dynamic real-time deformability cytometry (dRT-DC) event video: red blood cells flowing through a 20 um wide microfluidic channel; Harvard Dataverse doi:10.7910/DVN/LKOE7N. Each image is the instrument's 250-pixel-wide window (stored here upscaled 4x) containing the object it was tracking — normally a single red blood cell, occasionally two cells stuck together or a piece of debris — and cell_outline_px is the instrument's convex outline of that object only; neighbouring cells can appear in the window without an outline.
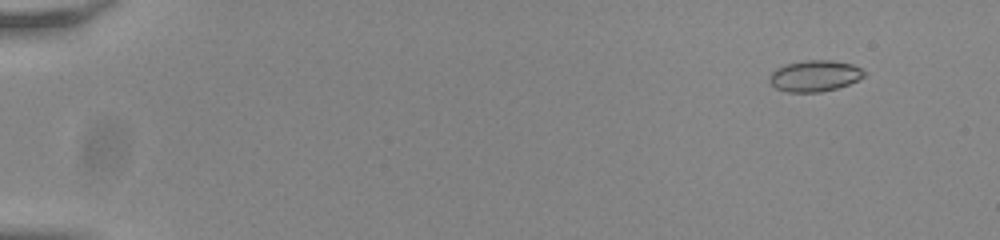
{"species": "common noctule bat (a hibernating species)", "species_latin": "Nyctalus noctula", "temperature_condition": "room temperature", "stored_images_in_passage": 56, "camera_frame_rate_fps": 3000, "um_per_image_px": 0.085, "animal": {"sex": "male", "body_mass_g": 20.0, "forearm_length_mm": 53.3}, "frame": {"image": 1, "passage_image": 6, "time_ms": 1.667, "image_size_px": [1000, 240], "cell_outline_px": [[864, 76], [848, 84], [836, 88], [820, 92], [788, 92], [776, 88], [768, 80], [768, 76], [776, 68], [784, 64], [804, 60], [832, 60], [852, 64], [860, 68], [864, 72]], "centroid_in_image_um": [69.2, 6.44], "position_along_channel_um": 15.8, "area_um2": 17.17}}
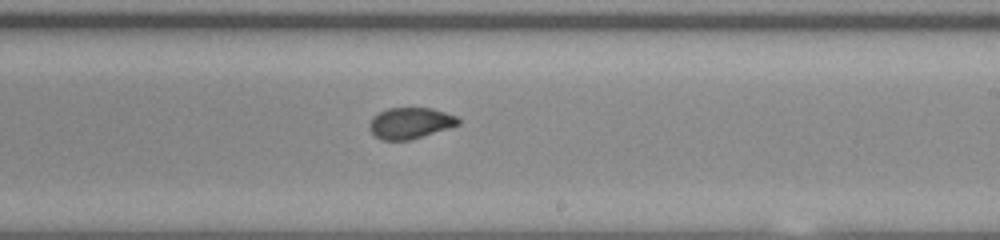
{"frame": {"image": 2, "passage_image": 36, "time_ms": 11.667, "image_size_px": [1000, 240], "cell_outline_px": [[460, 124], [448, 128], [408, 140], [380, 140], [368, 128], [368, 124], [372, 116], [388, 108], [432, 108], [456, 116], [460, 120]], "centroid_in_image_um": [34.83, 10.46], "position_along_channel_um": 254.2, "area_um2": 16.01}}
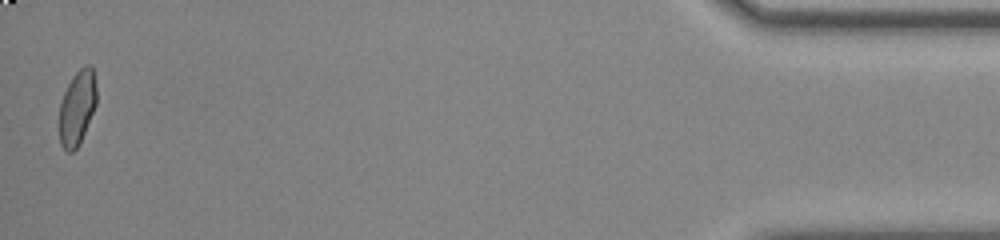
{"frame": {"image": 3, "passage_image": 56, "time_ms": 18.333, "image_size_px": [1000, 240], "cell_outline_px": [[96, 104], [84, 132], [76, 148], [72, 152], [68, 152], [60, 144], [60, 104], [64, 92], [72, 76], [84, 64], [88, 64], [92, 68], [96, 88]], "centroid_in_image_um": [6.55, 9.12], "position_along_channel_um": 428.6, "area_um2": 15.84}, "authors_computed_cell_mechanics": {"area_um2": 16.9643, "velocity_mm_per_s": 3.819, "shape_relaxation_time_tau1_ms": null, "shape_relaxation_time_tau2_ms": 0.9982, "deformation_change_tau1": null, "deformation_change_tau2": 0.0418}}